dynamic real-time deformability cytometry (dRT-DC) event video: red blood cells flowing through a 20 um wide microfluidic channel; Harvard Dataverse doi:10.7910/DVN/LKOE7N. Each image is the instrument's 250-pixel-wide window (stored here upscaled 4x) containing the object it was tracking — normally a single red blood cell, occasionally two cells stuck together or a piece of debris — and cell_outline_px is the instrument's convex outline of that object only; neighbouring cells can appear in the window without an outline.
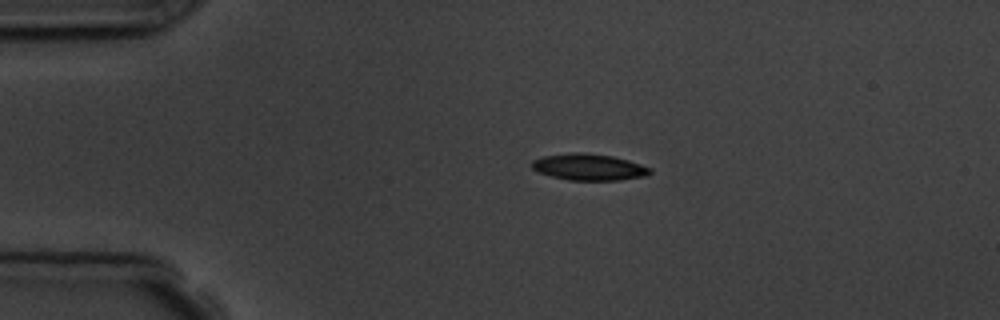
{"species": "common noctule bat (a hibernating species)", "species_latin": "Nyctalus noctula", "temperature_condition": "room temperature", "stored_images_in_passage": 4, "camera_frame_rate_fps": 3000, "um_per_image_px": 0.085, "animal": {"sex": "male", "body_mass_g": 19.5, "forearm_length_mm": 54.6}, "frame": {"image": 1, "passage_image": 3, "time_ms": 2.333, "image_size_px": [1000, 320], "cell_outline_px": [[652, 172], [648, 176], [620, 180], [568, 180], [536, 172], [532, 168], [532, 160], [544, 156], [572, 152], [580, 152], [612, 156], [628, 160], [652, 168]], "centroid_in_image_um": [50.07, 14.2], "position_along_channel_um": 34.9, "area_um2": 18.32}}